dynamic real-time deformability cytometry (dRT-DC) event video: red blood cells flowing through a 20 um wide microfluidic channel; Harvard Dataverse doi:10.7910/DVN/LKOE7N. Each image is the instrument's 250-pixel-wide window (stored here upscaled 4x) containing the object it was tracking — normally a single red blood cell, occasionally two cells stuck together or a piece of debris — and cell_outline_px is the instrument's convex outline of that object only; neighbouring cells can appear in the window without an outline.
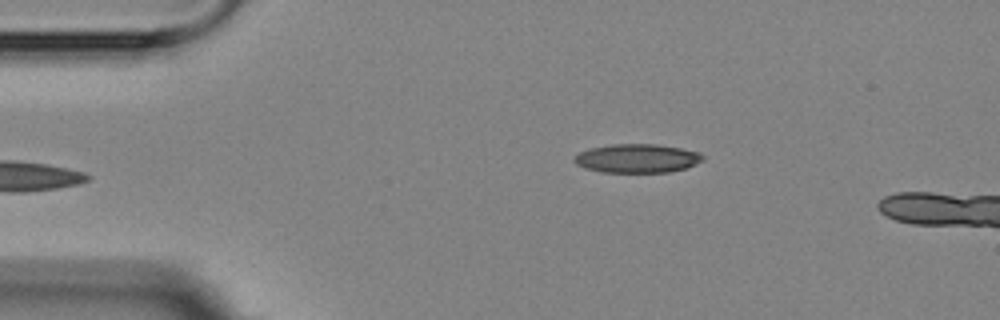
{"species": "Egyptian fruit bat (a non-hibernating species)", "species_latin": "Rousettus aegyptiacus", "temperature_condition": "room temperature", "stored_images_in_passage": 5, "camera_frame_rate_fps": 3000, "um_per_image_px": 0.085, "animal": {"sex": "female"}, "frame": {"image": 1, "passage_image": 5, "time_ms": 5.667, "image_size_px": [1000, 320], "cell_outline_px": [[704, 160], [688, 168], [668, 172], [600, 172], [584, 168], [576, 164], [572, 160], [572, 156], [580, 152], [592, 148], [612, 144], [656, 144], [680, 148], [700, 152], [704, 156]], "centroid_in_image_um": [54.16, 13.47], "position_along_channel_um": 30.8, "area_um2": 21.73}}